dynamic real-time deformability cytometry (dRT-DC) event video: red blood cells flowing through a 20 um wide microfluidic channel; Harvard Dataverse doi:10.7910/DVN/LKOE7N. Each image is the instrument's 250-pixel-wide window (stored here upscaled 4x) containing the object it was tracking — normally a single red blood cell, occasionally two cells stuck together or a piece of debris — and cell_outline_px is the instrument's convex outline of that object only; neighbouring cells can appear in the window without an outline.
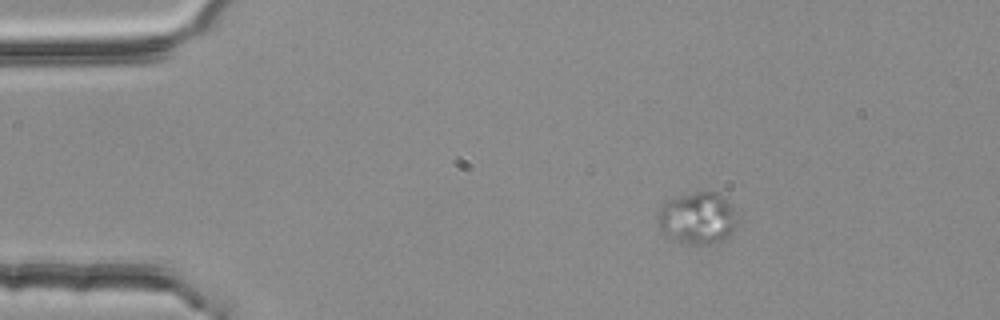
{"species": "common noctule bat (a hibernating species)", "species_latin": "Nyctalus noctula", "temperature_condition": "room temperature", "stored_images_in_passage": 5, "segment_of_instrument_passage": [1, 2], "camera_frame_rate_fps": 3000, "um_per_image_px": 0.085, "animal": {"sex": "female", "body_mass_g": 25.1}, "frame": {"image": 1, "passage_image": 2, "time_ms": 0.333, "image_size_px": [1000, 320], "cell_outline_px": [[740, 220], [728, 236], [724, 240], [712, 244], [684, 244], [664, 236], [660, 232], [660, 212], [664, 200], [696, 192], [720, 192], [724, 196]], "centroid_in_image_um": [59.31, 18.56], "position_along_channel_um": 25.7, "area_um2": 24.22}}
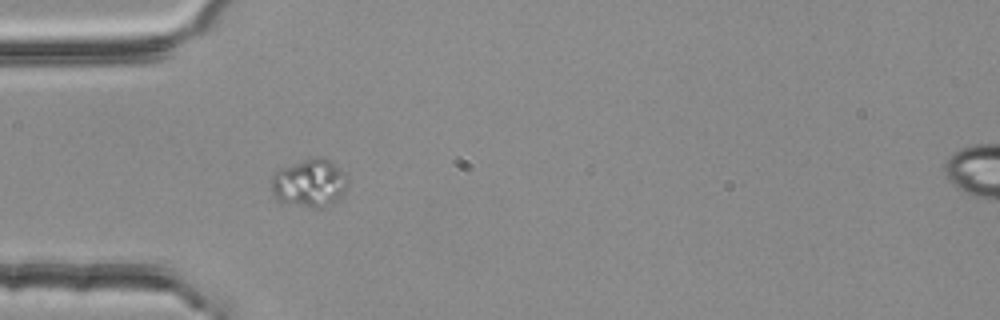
{"frame": {"image": 2, "passage_image": 4, "time_ms": 1.0, "image_size_px": [1000, 320], "cell_outline_px": [[348, 188], [340, 200], [328, 208], [304, 208], [280, 204], [276, 200], [272, 192], [272, 176], [276, 168], [316, 156], [328, 160], [348, 176]], "centroid_in_image_um": [26.3, 15.63], "position_along_channel_um": 58.7, "area_um2": 22.43}}